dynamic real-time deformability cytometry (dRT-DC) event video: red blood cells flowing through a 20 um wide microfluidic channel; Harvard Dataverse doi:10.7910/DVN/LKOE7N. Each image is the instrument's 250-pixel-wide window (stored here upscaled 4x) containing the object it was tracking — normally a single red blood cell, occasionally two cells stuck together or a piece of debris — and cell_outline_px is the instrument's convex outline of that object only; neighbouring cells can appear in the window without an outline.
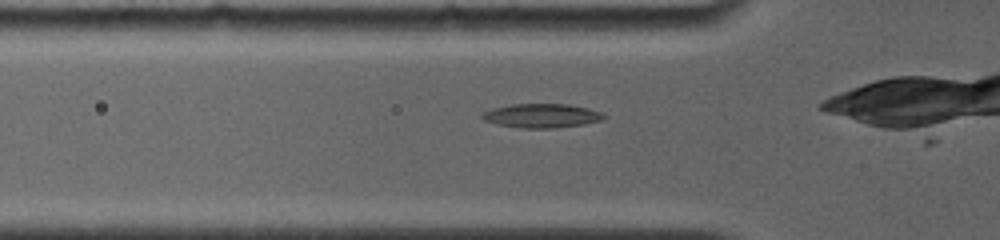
{"species": "common noctule bat (a hibernating species)", "species_latin": "Nyctalus noctula", "temperature_condition": "room temperature", "stored_images_in_passage": 26, "camera_frame_rate_fps": 4000, "um_per_image_px": 0.085, "animal": {"sex": "female", "body_mass_g": 19.0, "forearm_length_mm": 56.7}, "frame": {"image": 1, "passage_image": 4, "time_ms": 1.25, "image_size_px": [1000, 240], "cell_outline_px": [[608, 116], [600, 120], [584, 124], [556, 128], [520, 128], [496, 124], [484, 120], [480, 116], [484, 112], [492, 108], [512, 104], [568, 104], [588, 108], [604, 112]], "centroid_in_image_um": [46.06, 9.83], "position_along_channel_um": 79.7, "area_um2": 17.17}}
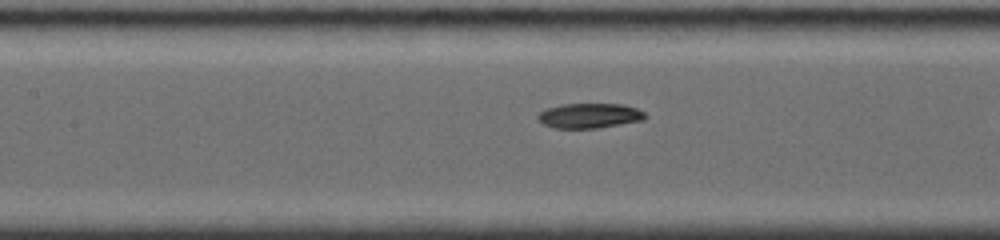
{"frame": {"image": 2, "passage_image": 8, "time_ms": 3.25, "image_size_px": [1000, 240], "cell_outline_px": [[648, 116], [644, 120], [596, 128], [556, 128], [544, 124], [536, 120], [536, 116], [540, 112], [548, 108], [560, 104], [624, 104], [636, 108], [644, 112]], "centroid_in_image_um": [50.1, 9.83], "position_along_channel_um": 157.3, "area_um2": 15.61}}
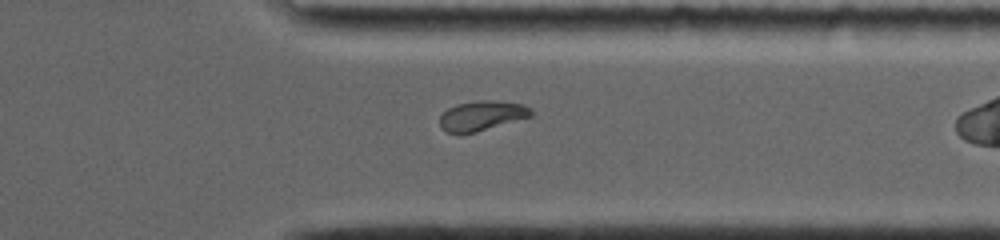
{"frame": {"image": 3, "passage_image": 18, "time_ms": 8.75, "image_size_px": [1000, 240], "cell_outline_px": [[532, 116], [476, 132], [460, 136], [448, 132], [440, 128], [440, 116], [448, 108], [456, 104], [476, 100], [496, 100], [524, 104], [532, 108]], "centroid_in_image_um": [40.94, 9.84], "position_along_channel_um": 370.5, "area_um2": 16.24}, "authors_computed_cell_mechanics": {"area_um2": 16.184, "velocity_mm_per_s": 3.8677, "shape_relaxation_time_tau1_ms": 8.216, "shape_relaxation_time_tau2_ms": 6.4771, "deformation_change_tau1": 0.2239, "deformation_change_tau2": 0.1067}}